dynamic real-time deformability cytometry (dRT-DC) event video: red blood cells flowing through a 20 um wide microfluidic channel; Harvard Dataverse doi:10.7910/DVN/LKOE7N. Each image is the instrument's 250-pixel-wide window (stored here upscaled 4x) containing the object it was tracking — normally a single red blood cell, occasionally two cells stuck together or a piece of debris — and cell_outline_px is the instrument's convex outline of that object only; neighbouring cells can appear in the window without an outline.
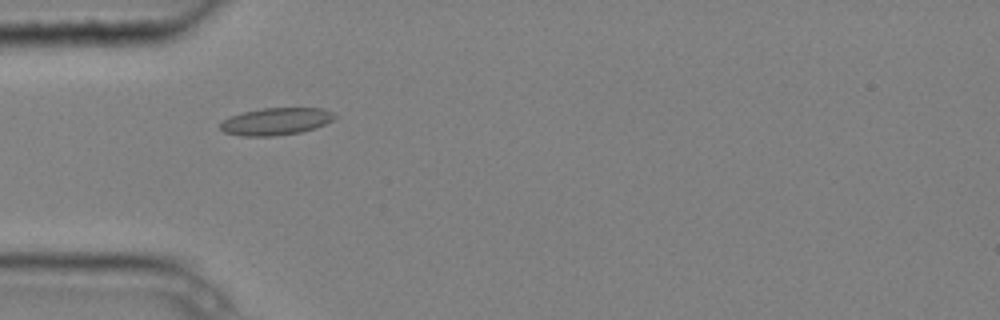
{"species": "common noctule bat (a hibernating species)", "species_latin": "Nyctalus noctula", "temperature_condition": "cold", "stored_images_in_passage": 2, "camera_frame_rate_fps": 3000, "um_per_image_px": 0.085, "animal": {"sex": "male", "body_mass_g": 20.4}, "frame": {"image": 1, "passage_image": 1, "time_ms": 0.0, "image_size_px": [1000, 320], "cell_outline_px": [[336, 116], [332, 120], [316, 128], [300, 132], [272, 136], [244, 136], [224, 132], [220, 128], [220, 124], [224, 120], [232, 116], [244, 112], [260, 108], [324, 108], [332, 112]], "centroid_in_image_um": [23.47, 10.31], "position_along_channel_um": 61.5, "area_um2": 17.98}}
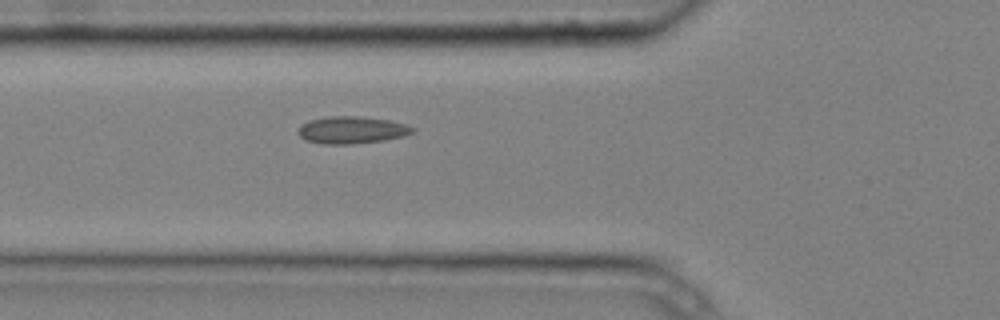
{"frame": {"image": 2, "passage_image": 2, "time_ms": 0.333, "image_size_px": [1000, 320], "cell_outline_px": [[416, 128], [412, 132], [404, 136], [384, 140], [352, 144], [324, 144], [304, 140], [300, 136], [300, 124], [308, 120], [328, 116], [356, 116], [388, 120], [408, 124]], "centroid_in_image_um": [29.9, 11.05], "position_along_channel_um": 95.9, "area_um2": 18.15}}